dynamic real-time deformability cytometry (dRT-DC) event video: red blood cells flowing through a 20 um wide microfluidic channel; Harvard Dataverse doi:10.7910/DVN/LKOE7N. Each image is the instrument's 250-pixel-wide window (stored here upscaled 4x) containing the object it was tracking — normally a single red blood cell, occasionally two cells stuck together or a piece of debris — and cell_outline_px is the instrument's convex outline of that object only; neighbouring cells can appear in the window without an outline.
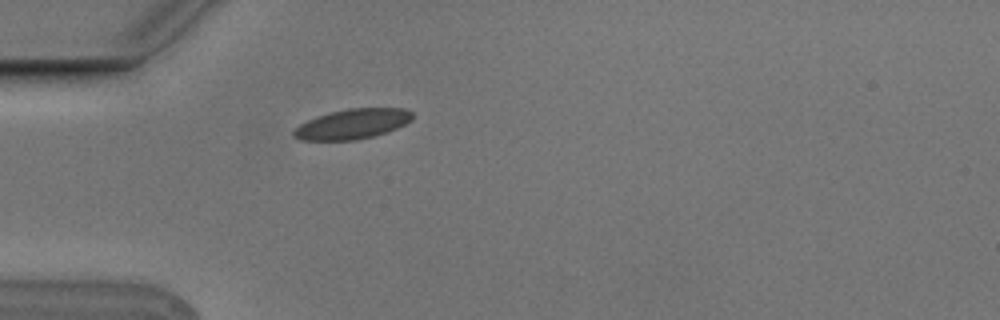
{"species": "Egyptian fruit bat (a non-hibernating species)", "species_latin": "Rousettus aegyptiacus", "temperature_condition": "cold", "stored_images_in_passage": 4, "camera_frame_rate_fps": 3000, "um_per_image_px": 0.085, "animal": {"sex": "male"}, "frame": {"image": 1, "passage_image": 4, "time_ms": 1.0, "image_size_px": [1000, 320], "cell_outline_px": [[412, 120], [388, 132], [356, 140], [300, 140], [292, 136], [292, 132], [300, 124], [316, 116], [348, 108], [404, 108], [412, 112]], "centroid_in_image_um": [29.95, 10.54], "position_along_channel_um": 55.1, "area_um2": 20.69}}